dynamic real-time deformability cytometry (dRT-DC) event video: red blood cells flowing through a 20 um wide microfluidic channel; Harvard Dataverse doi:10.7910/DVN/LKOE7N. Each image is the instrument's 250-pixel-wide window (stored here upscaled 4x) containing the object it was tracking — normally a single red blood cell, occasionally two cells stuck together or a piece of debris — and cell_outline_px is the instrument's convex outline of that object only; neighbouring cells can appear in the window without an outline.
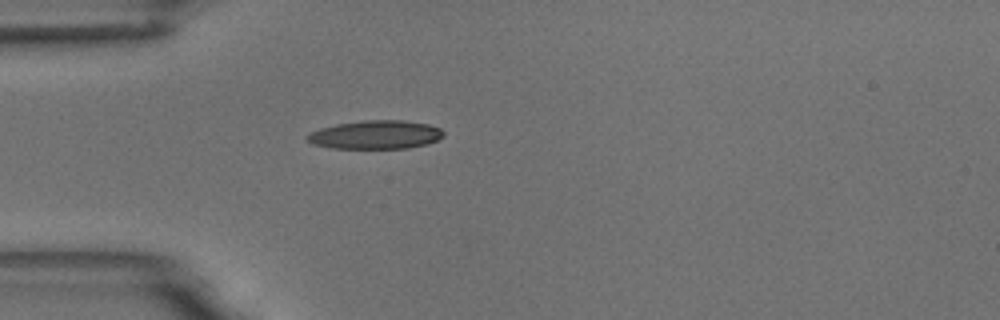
{"species": "common noctule bat (a hibernating species)", "species_latin": "Nyctalus noctula", "temperature_condition": "room temperature", "stored_images_in_passage": 1, "camera_frame_rate_fps": 3000, "um_per_image_px": 0.085, "animal": {"sex": "male", "body_mass_g": 18.8}, "frame": {"image": 1, "passage_image": 1, "time_ms": 0.0, "image_size_px": [1000, 320], "cell_outline_px": [[444, 136], [428, 144], [408, 148], [332, 148], [312, 144], [304, 136], [320, 128], [336, 124], [364, 120], [404, 120], [428, 124], [440, 128], [444, 132]], "centroid_in_image_um": [31.93, 11.45], "position_along_channel_um": 53.1, "area_um2": 22.72}}